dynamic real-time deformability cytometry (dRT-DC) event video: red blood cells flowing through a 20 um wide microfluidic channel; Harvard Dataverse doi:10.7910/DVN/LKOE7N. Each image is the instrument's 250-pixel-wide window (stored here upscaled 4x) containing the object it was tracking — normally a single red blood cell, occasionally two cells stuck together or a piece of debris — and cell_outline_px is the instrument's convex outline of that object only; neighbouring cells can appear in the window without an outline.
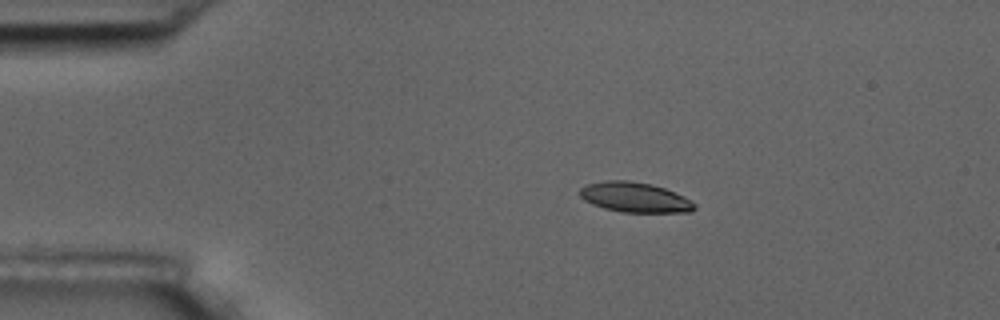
{"species": "common noctule bat (a hibernating species)", "species_latin": "Nyctalus noctula", "temperature_condition": "room temperature", "stored_images_in_passage": 9, "camera_frame_rate_fps": 3000, "um_per_image_px": 0.085, "animal": {"sex": "male", "body_mass_g": 17.5, "forearm_length_mm": 52.3}, "frame": {"image": 1, "passage_image": 1, "time_ms": 0.0, "image_size_px": [1000, 320], "cell_outline_px": [[696, 208], [692, 212], [620, 212], [604, 208], [592, 204], [584, 200], [580, 196], [580, 188], [588, 184], [604, 180], [628, 180], [652, 184], [664, 188], [684, 196], [692, 200], [696, 204]], "centroid_in_image_um": [53.98, 16.77], "position_along_channel_um": 31.0, "area_um2": 20.17}}
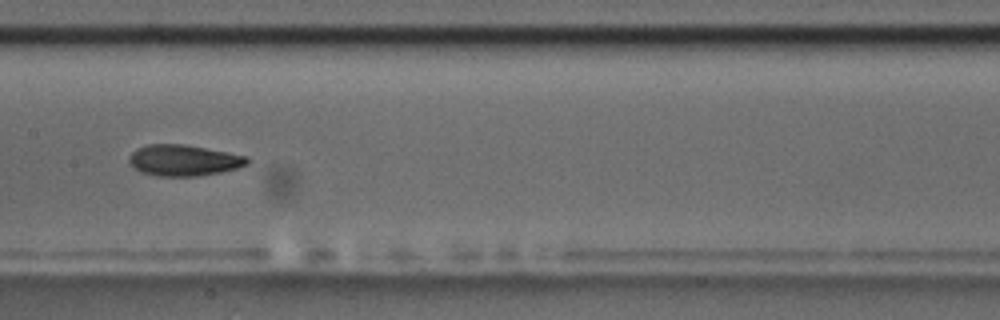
{"frame": {"image": 2, "passage_image": 6, "time_ms": 6.0, "image_size_px": [1000, 320], "cell_outline_px": [[248, 164], [236, 168], [220, 172], [196, 176], [156, 176], [140, 172], [128, 164], [128, 156], [136, 148], [148, 144], [184, 144], [248, 156]], "centroid_in_image_um": [15.55, 13.62], "position_along_channel_um": 191.8, "area_um2": 21.5}}
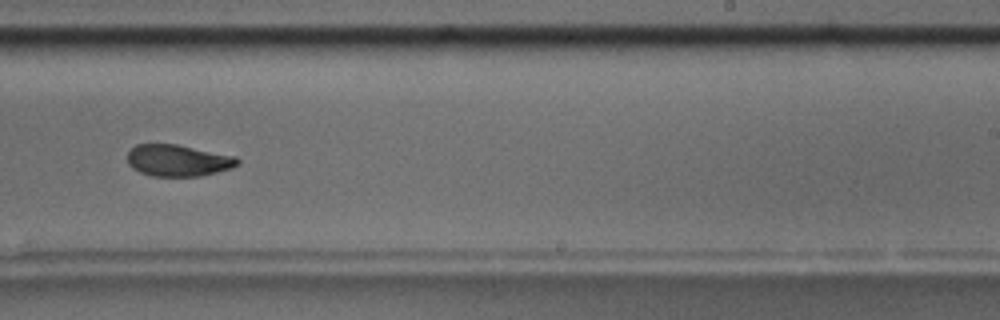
{"frame": {"image": 3, "passage_image": 8, "time_ms": 8.333, "image_size_px": [1000, 320], "cell_outline_px": [[240, 164], [232, 168], [200, 176], [152, 176], [140, 172], [132, 168], [128, 164], [128, 152], [136, 144], [176, 144], [236, 156], [240, 160]], "centroid_in_image_um": [15.15, 13.64], "position_along_channel_um": 273.9, "area_um2": 20.35}}